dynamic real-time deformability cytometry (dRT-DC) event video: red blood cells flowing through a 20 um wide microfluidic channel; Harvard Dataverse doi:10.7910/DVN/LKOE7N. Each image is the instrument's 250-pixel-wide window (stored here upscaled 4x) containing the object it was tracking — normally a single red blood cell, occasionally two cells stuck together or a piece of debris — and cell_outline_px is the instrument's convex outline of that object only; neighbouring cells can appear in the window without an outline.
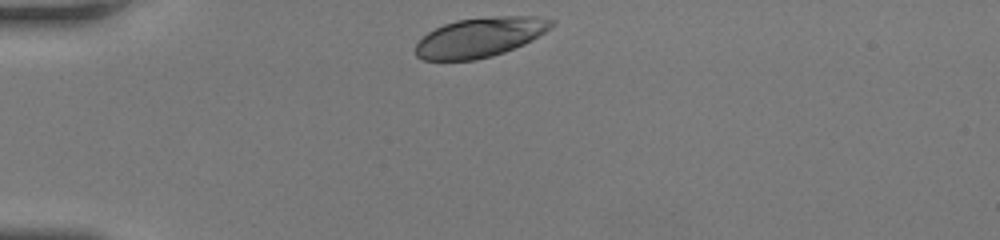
{"species": "human", "species_latin": "Homo sapiens", "temperature_condition": "room temperature", "stored_images_in_passage": 29, "camera_frame_rate_fps": 3000, "um_per_image_px": 0.085, "donor": {"sex": "female"}, "frame": {"image": 1, "passage_image": 1, "time_ms": 0.0, "image_size_px": [1000, 240], "cell_outline_px": [[556, 20], [544, 32], [532, 40], [524, 44], [504, 52], [492, 56], [476, 60], [424, 60], [416, 56], [416, 44], [428, 32], [444, 24], [456, 20], [496, 16], [536, 16]], "centroid_in_image_um": [40.8, 3.17], "position_along_channel_um": 44.2, "area_um2": 31.15}}
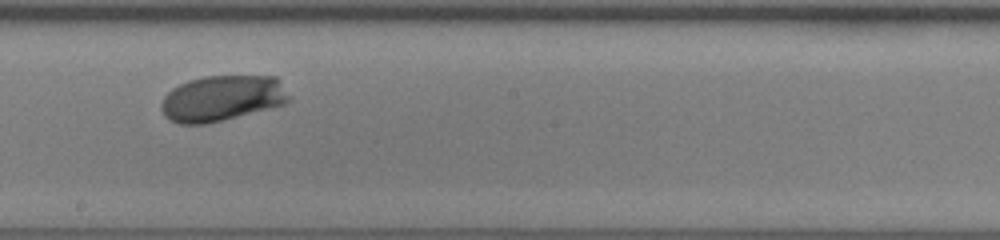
{"frame": {"image": 2, "passage_image": 17, "time_ms": 5.333, "image_size_px": [1000, 240], "cell_outline_px": [[288, 100], [284, 104], [204, 124], [180, 124], [168, 120], [164, 116], [160, 108], [160, 104], [164, 96], [172, 88], [188, 80], [204, 76], [276, 76], [280, 80], [288, 96]], "centroid_in_image_um": [18.81, 8.34], "position_along_channel_um": 229.4, "area_um2": 33.76}}
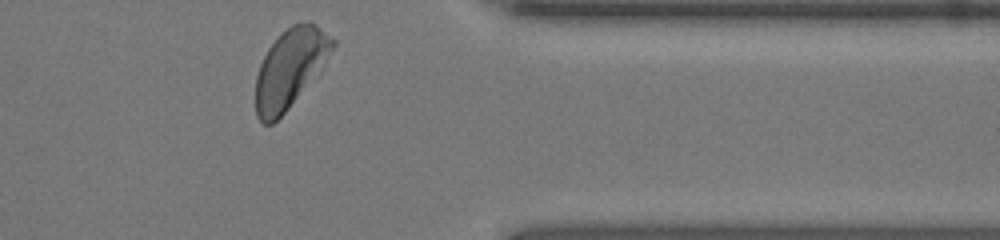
{"frame": {"image": 3, "passage_image": 29, "time_ms": 9.333, "image_size_px": [1000, 240], "cell_outline_px": [[336, 44], [288, 108], [272, 124], [264, 124], [256, 116], [256, 76], [260, 64], [268, 48], [276, 36], [280, 32], [292, 24], [308, 20], [316, 24], [336, 40]], "centroid_in_image_um": [24.6, 5.74], "position_along_channel_um": 386.8, "area_um2": 34.33}, "authors_computed_cell_mechanics": {"area_um2": 33.4662, "velocity_mm_per_s": 4.1703, "shape_relaxation_time_tau1_ms": 2.0712, "shape_relaxation_time_tau2_ms": null, "deformation_change_tau1": 0.1388, "deformation_change_tau2": null}}